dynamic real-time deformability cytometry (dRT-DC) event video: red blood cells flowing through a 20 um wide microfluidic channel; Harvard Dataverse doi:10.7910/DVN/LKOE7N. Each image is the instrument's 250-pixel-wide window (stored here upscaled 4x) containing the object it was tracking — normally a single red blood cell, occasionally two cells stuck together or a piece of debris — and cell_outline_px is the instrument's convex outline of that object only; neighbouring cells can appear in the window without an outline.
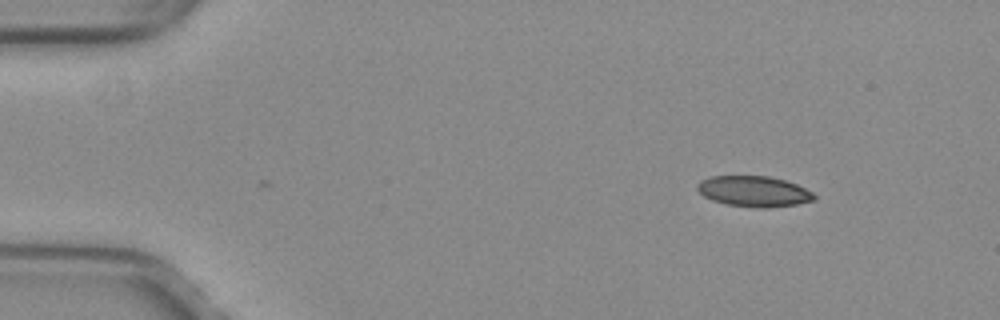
{"species": "common noctule bat (a hibernating species)", "species_latin": "Nyctalus noctula", "temperature_condition": "warm", "stored_images_in_passage": 3, "camera_frame_rate_fps": 3000, "um_per_image_px": 0.085, "animal": {"sex": "female", "body_mass_g": 29.2, "forearm_length_mm": 56.3}, "frame": {"image": 1, "passage_image": 3, "time_ms": 0.667, "image_size_px": [1000, 320], "cell_outline_px": [[816, 200], [796, 204], [768, 208], [756, 208], [728, 204], [712, 200], [704, 196], [696, 188], [696, 184], [700, 180], [712, 176], [768, 176], [784, 180], [796, 184], [812, 192], [816, 196]], "centroid_in_image_um": [64.07, 16.27], "position_along_channel_um": 20.9, "area_um2": 20.87}}